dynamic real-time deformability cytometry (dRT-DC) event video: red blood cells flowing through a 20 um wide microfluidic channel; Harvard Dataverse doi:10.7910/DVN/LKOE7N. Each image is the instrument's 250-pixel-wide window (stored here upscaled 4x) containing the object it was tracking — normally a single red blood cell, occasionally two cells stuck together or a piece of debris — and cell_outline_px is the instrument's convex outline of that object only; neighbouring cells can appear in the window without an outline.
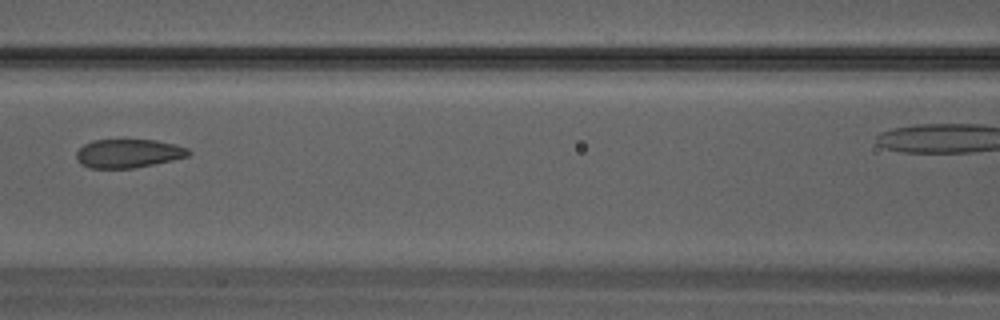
{"species": "Egyptian fruit bat (a non-hibernating species)", "species_latin": "Rousettus aegyptiacus", "temperature_condition": "warm", "stored_images_in_passage": 25, "camera_frame_rate_fps": 3000, "um_per_image_px": 0.085, "animal": {"sex": "male"}, "frame": {"image": 1, "passage_image": 6, "time_ms": 1.667, "image_size_px": [1000, 320], "cell_outline_px": [[192, 152], [188, 156], [172, 160], [132, 168], [88, 168], [80, 164], [76, 160], [76, 152], [84, 144], [92, 140], [156, 140], [188, 148]], "centroid_in_image_um": [10.87, 13.04], "position_along_channel_um": 155.7, "area_um2": 18.67}}
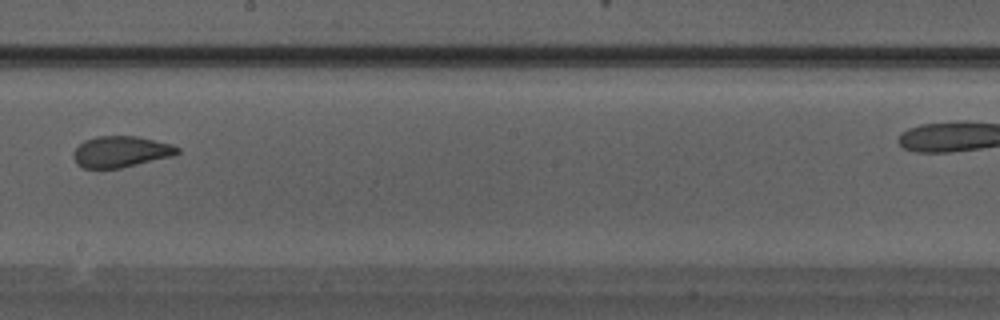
{"frame": {"image": 2, "passage_image": 10, "time_ms": 3.0, "image_size_px": [1000, 320], "cell_outline_px": [[180, 152], [172, 156], [120, 168], [84, 168], [76, 164], [72, 156], [72, 152], [84, 140], [96, 136], [140, 136], [172, 144], [180, 148]], "centroid_in_image_um": [10.26, 12.88], "position_along_channel_um": 237.9, "area_um2": 19.02}}
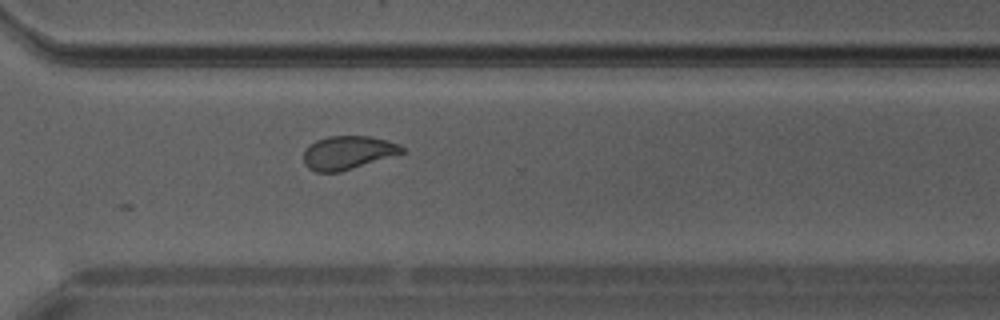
{"frame": {"image": 3, "passage_image": 15, "time_ms": 4.667, "image_size_px": [1000, 320], "cell_outline_px": [[404, 152], [340, 172], [316, 172], [308, 168], [304, 164], [304, 152], [316, 140], [328, 136], [368, 136], [400, 144], [404, 148]], "centroid_in_image_um": [29.55, 12.98], "position_along_channel_um": 341.1, "area_um2": 18.84}}